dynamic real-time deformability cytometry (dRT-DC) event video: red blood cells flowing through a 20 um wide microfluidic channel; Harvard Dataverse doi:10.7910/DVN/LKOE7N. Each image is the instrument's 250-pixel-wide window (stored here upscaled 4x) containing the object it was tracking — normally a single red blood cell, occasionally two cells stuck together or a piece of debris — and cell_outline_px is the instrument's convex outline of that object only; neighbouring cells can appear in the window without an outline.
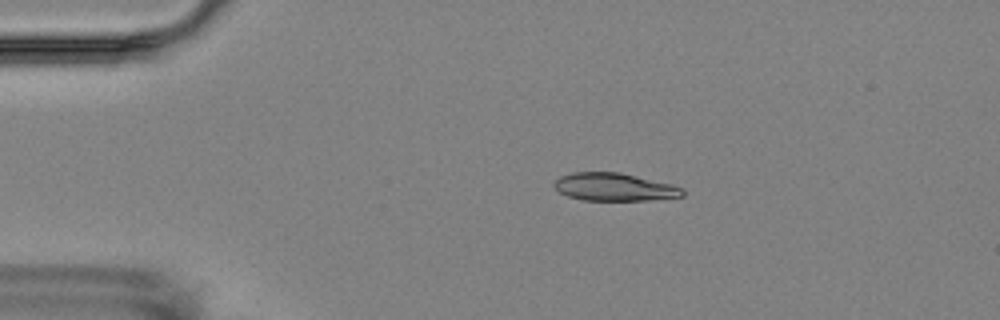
{"species": "Egyptian fruit bat (a non-hibernating species)", "species_latin": "Rousettus aegyptiacus", "temperature_condition": "room temperature", "stored_images_in_passage": 3, "camera_frame_rate_fps": 3000, "um_per_image_px": 0.085, "animal": {"sex": "female"}, "frame": {"image": 1, "passage_image": 1, "time_ms": 0.0, "image_size_px": [1000, 320], "cell_outline_px": [[684, 196], [644, 200], [584, 200], [568, 196], [560, 192], [552, 184], [560, 176], [572, 172], [620, 172], [672, 184], [684, 188]], "centroid_in_image_um": [52.22, 15.88], "position_along_channel_um": 32.8, "area_um2": 20.75}}